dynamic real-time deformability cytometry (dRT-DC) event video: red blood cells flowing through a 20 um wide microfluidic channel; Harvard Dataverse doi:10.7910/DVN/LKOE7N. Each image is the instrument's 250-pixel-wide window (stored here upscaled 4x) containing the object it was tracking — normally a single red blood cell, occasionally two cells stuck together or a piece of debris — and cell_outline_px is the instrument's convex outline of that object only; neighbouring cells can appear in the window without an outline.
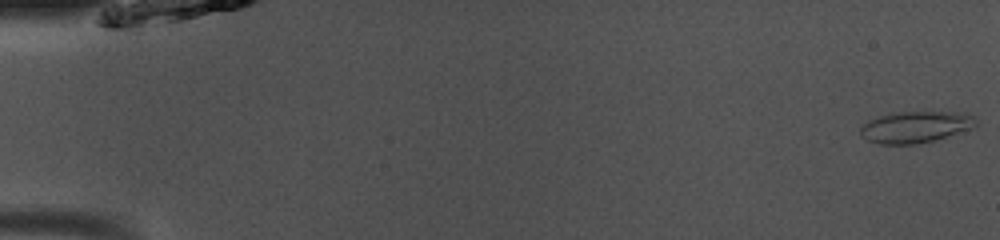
{"species": "common noctule bat (a hibernating species)", "species_latin": "Nyctalus noctula", "temperature_condition": "room temperature", "stored_images_in_passage": 9, "camera_frame_rate_fps": 3000, "um_per_image_px": 0.085, "animal": {"sex": "male", "body_mass_g": 13.0, "forearm_length_mm": 53.1}, "frame": {"image": 1, "passage_image": 1, "time_ms": 0.0, "image_size_px": [1000, 240], "cell_outline_px": [[976, 124], [972, 128], [936, 140], [912, 144], [880, 144], [868, 140], [860, 136], [860, 128], [868, 120], [880, 116], [896, 112], [968, 112], [976, 116]], "centroid_in_image_um": [77.84, 10.78], "position_along_channel_um": 7.2, "area_um2": 21.27}}